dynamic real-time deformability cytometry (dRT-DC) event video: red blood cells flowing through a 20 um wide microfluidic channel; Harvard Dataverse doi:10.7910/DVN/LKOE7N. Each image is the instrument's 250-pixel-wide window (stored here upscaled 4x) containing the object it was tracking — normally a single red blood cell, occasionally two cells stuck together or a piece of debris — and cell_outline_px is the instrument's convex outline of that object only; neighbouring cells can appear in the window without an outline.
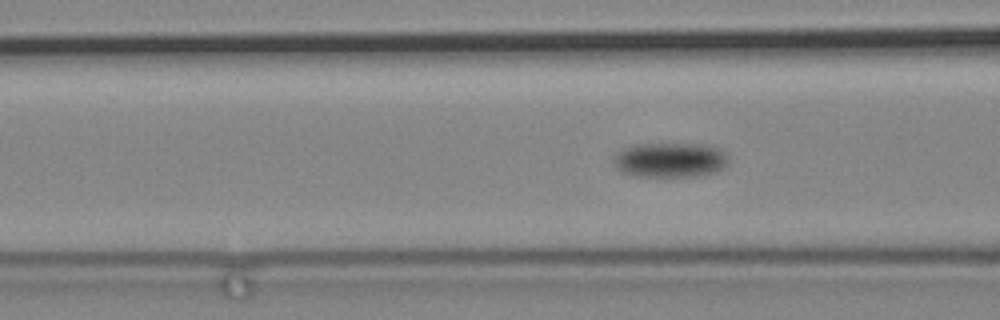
{"species": "common noctule bat (a hibernating species)", "species_latin": "Nyctalus noctula", "temperature_condition": "cold", "stored_images_in_passage": 66, "camera_frame_rate_fps": 3000, "um_per_image_px": 0.085, "animal": {"sex": "male", "body_mass_g": 19.2, "forearm_length_mm": 51.8}, "frame": {"image": 1, "passage_image": 17, "time_ms": 5.333, "image_size_px": [1000, 320], "cell_outline_px": [[728, 168], [716, 172], [696, 176], [640, 176], [620, 172], [612, 164], [612, 156], [616, 152], [632, 144], [712, 144], [720, 148], [728, 156]], "centroid_in_image_um": [56.97, 13.59], "position_along_channel_um": 109.6, "area_um2": 23.93}}
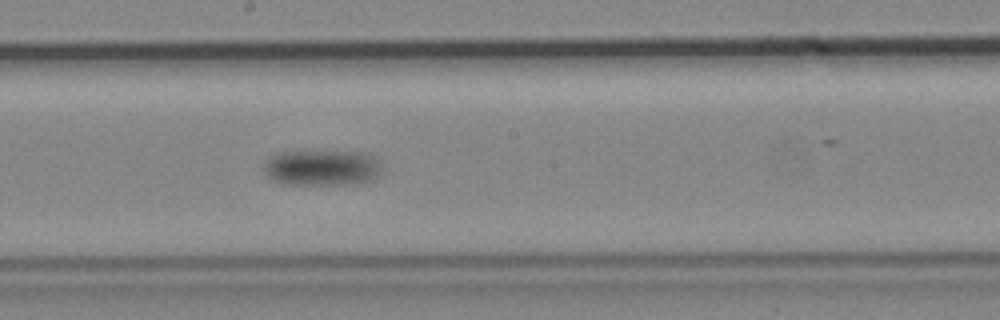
{"frame": {"image": 2, "passage_image": 30, "time_ms": 9.667, "image_size_px": [1000, 320], "cell_outline_px": [[384, 172], [380, 176], [372, 180], [352, 184], [284, 184], [272, 180], [264, 172], [264, 160], [268, 156], [276, 152], [368, 152], [380, 164]], "centroid_in_image_um": [27.37, 14.26], "position_along_channel_um": 220.8, "area_um2": 24.91}}
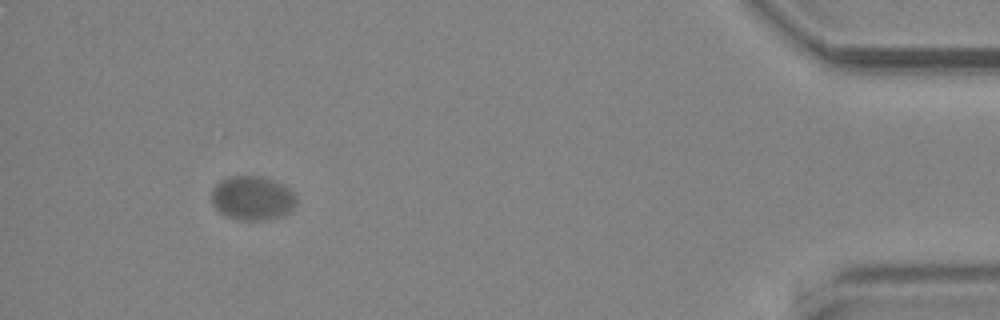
{"frame": {"image": 3, "passage_image": 60, "time_ms": 19.667, "image_size_px": [1000, 320], "cell_outline_px": [[296, 200], [292, 208], [288, 212], [280, 216], [264, 220], [236, 220], [220, 212], [212, 204], [212, 188], [220, 180], [228, 176], [264, 176], [284, 184], [292, 188], [296, 196]], "centroid_in_image_um": [21.46, 16.81], "position_along_channel_um": 413.7, "area_um2": 22.02}}